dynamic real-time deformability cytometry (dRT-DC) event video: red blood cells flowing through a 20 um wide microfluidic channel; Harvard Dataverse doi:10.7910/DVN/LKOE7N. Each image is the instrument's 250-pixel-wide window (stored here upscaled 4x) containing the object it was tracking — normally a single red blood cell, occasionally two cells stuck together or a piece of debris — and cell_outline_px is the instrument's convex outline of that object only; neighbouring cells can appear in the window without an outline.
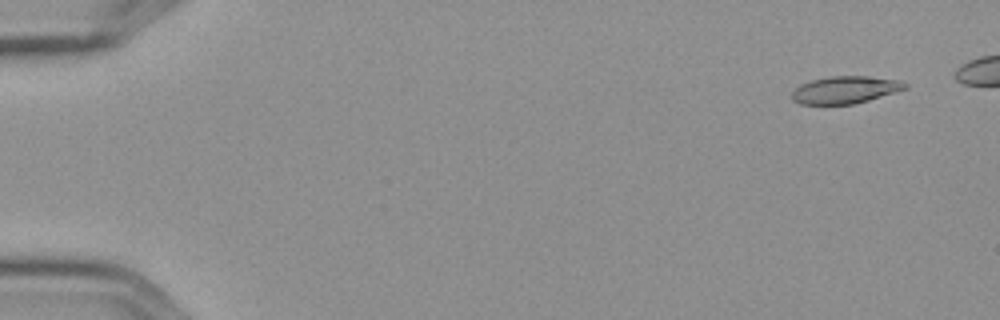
{"species": "Egyptian fruit bat (a non-hibernating species)", "species_latin": "Rousettus aegyptiacus", "temperature_condition": "cold", "stored_images_in_passage": 4, "camera_frame_rate_fps": 3000, "um_per_image_px": 0.085, "frame": {"image": 1, "passage_image": 1, "time_ms": 0.0, "image_size_px": [1000, 320], "cell_outline_px": [[908, 88], [868, 100], [852, 104], [800, 104], [792, 100], [792, 92], [800, 84], [812, 80], [832, 76], [868, 76], [900, 80], [908, 84]], "centroid_in_image_um": [71.85, 7.63], "position_along_channel_um": 13.2, "area_um2": 17.92}}